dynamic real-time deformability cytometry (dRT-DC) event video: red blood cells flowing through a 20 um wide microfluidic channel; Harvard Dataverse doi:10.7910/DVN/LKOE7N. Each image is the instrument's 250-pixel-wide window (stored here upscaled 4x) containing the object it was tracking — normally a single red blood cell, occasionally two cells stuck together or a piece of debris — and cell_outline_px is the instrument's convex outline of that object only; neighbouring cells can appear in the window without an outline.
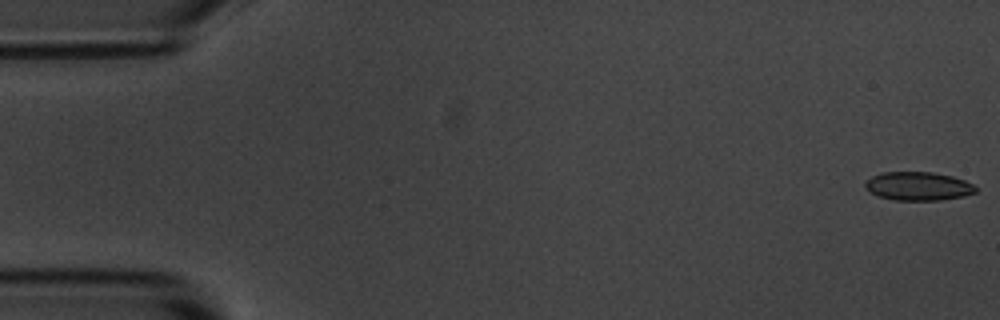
{"species": "common noctule bat (a hibernating species)", "species_latin": "Nyctalus noctula", "temperature_condition": "room temperature", "stored_images_in_passage": 6, "camera_frame_rate_fps": 3000, "um_per_image_px": 0.085, "animal": {"sex": "male", "body_mass_g": 20.1, "forearm_length_mm": 53.5}, "frame": {"image": 1, "passage_image": 1, "time_ms": 0.0, "image_size_px": [1000, 320], "cell_outline_px": [[976, 192], [964, 196], [940, 200], [896, 200], [880, 196], [872, 192], [864, 184], [872, 176], [880, 172], [932, 172], [952, 176], [964, 180], [972, 184], [976, 188]], "centroid_in_image_um": [78.08, 15.82], "position_along_channel_um": 6.9, "area_um2": 18.15}}
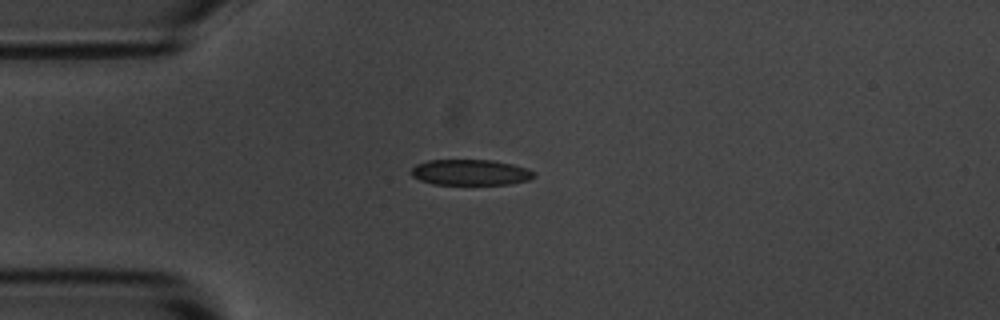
{"frame": {"image": 2, "passage_image": 5, "time_ms": 4.333, "image_size_px": [1000, 320], "cell_outline_px": [[536, 176], [528, 180], [512, 184], [432, 184], [420, 180], [412, 176], [408, 172], [416, 164], [428, 160], [492, 160], [512, 164], [528, 168], [536, 172]], "centroid_in_image_um": [39.99, 14.65], "position_along_channel_um": 45.0, "area_um2": 18.61}}
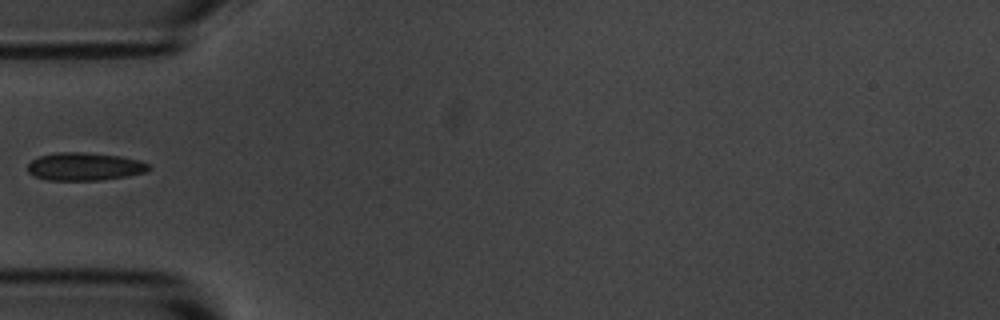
{"frame": {"image": 3, "passage_image": 6, "time_ms": 5.667, "image_size_px": [1000, 320], "cell_outline_px": [[152, 168], [144, 172], [128, 176], [100, 180], [48, 180], [32, 176], [28, 172], [28, 164], [32, 160], [40, 156], [56, 152], [84, 152], [120, 156], [136, 160], [148, 164]], "centroid_in_image_um": [7.15, 14.16], "position_along_channel_um": 77.8, "area_um2": 19.65}}